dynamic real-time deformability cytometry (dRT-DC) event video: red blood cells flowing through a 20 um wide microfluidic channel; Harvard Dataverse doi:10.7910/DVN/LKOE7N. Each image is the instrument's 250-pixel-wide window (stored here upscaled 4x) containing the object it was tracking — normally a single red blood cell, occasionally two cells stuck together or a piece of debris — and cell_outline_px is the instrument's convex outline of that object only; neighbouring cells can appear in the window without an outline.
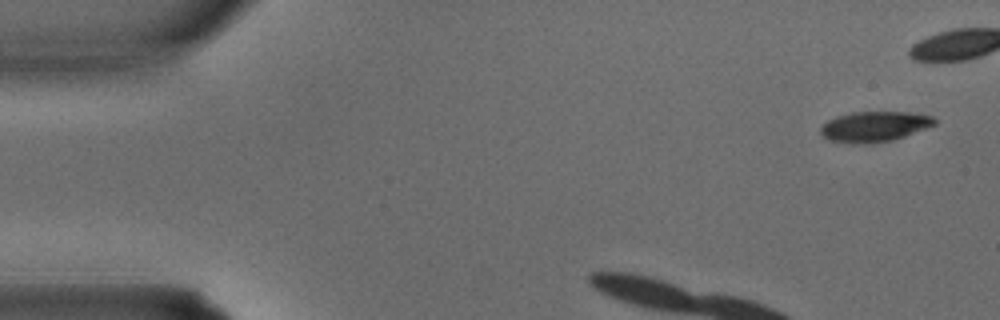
{"species": "common noctule bat (a hibernating species)", "species_latin": "Nyctalus noctula", "temperature_condition": "warm", "stored_images_in_passage": 3, "segment_of_instrument_passage": [2, 2], "camera_frame_rate_fps": 3000, "um_per_image_px": 0.085, "animal": {"sex": "male", "body_mass_g": 15.6}, "frame": {"image": 1, "passage_image": 3, "time_ms": 0.667, "image_size_px": [1000, 320], "cell_outline_px": [[936, 124], [904, 136], [892, 140], [872, 144], [852, 144], [828, 140], [820, 132], [820, 128], [828, 120], [836, 116], [852, 112], [908, 112], [932, 116], [936, 120]], "centroid_in_image_um": [74.29, 10.77], "position_along_channel_um": 10.7, "area_um2": 20.17}}